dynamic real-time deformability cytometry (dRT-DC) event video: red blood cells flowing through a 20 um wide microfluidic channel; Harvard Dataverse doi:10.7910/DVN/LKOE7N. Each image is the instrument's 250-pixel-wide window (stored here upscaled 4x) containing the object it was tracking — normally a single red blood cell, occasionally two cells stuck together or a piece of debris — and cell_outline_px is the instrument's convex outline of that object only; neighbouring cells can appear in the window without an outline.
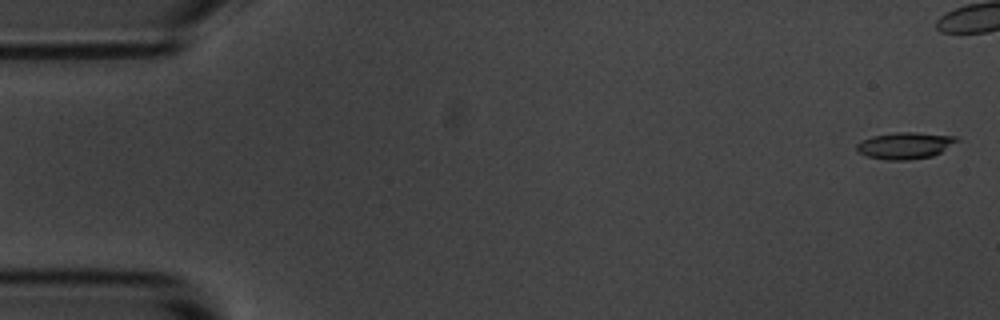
{"species": "common noctule bat (a hibernating species)", "species_latin": "Nyctalus noctula", "temperature_condition": "room temperature", "stored_images_in_passage": 6, "camera_frame_rate_fps": 3000, "um_per_image_px": 0.085, "animal": {"sex": "male", "body_mass_g": 20.1, "forearm_length_mm": 53.5}, "frame": {"image": 1, "passage_image": 1, "time_ms": 0.0, "image_size_px": [1000, 320], "cell_outline_px": [[960, 140], [940, 152], [932, 156], [908, 160], [888, 160], [868, 156], [856, 152], [856, 144], [860, 140], [872, 136], [896, 132], [916, 132], [956, 136]], "centroid_in_image_um": [76.9, 12.36], "position_along_channel_um": 8.1, "area_um2": 15.61}}